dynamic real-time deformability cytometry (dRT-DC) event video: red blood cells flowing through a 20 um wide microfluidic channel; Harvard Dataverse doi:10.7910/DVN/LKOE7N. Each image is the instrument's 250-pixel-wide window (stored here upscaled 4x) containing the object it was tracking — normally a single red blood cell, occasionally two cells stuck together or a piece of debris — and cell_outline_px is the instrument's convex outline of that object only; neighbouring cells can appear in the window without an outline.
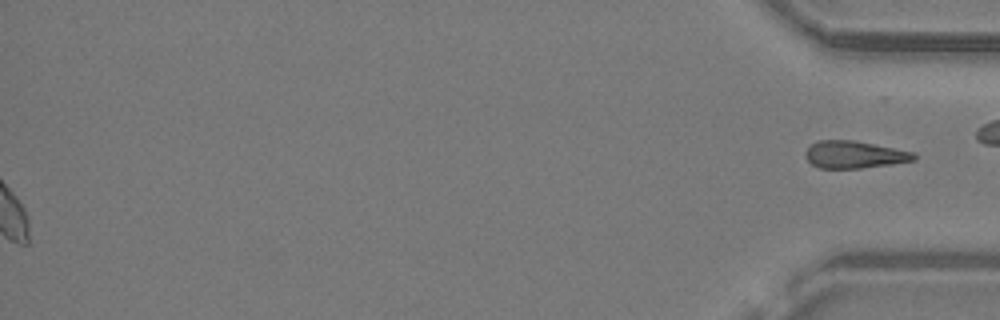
{"species": "common noctule bat (a hibernating species)", "species_latin": "Nyctalus noctula", "temperature_condition": "warm", "stored_images_in_passage": 23, "segment_of_instrument_passage": [2, 2], "camera_frame_rate_fps": 3000, "um_per_image_px": 0.085, "animal": {"sex": "male", "body_mass_g": 19.2, "forearm_length_mm": 51.8}, "frame": {"image": 1, "passage_image": 23, "time_ms": 7.333, "image_size_px": [1000, 320], "cell_outline_px": [[916, 160], [892, 164], [860, 168], [820, 168], [812, 164], [808, 160], [804, 152], [816, 140], [852, 140], [912, 152], [916, 156]], "centroid_in_image_um": [72.59, 13.14], "position_along_channel_um": 362.6, "area_um2": 16.99}}